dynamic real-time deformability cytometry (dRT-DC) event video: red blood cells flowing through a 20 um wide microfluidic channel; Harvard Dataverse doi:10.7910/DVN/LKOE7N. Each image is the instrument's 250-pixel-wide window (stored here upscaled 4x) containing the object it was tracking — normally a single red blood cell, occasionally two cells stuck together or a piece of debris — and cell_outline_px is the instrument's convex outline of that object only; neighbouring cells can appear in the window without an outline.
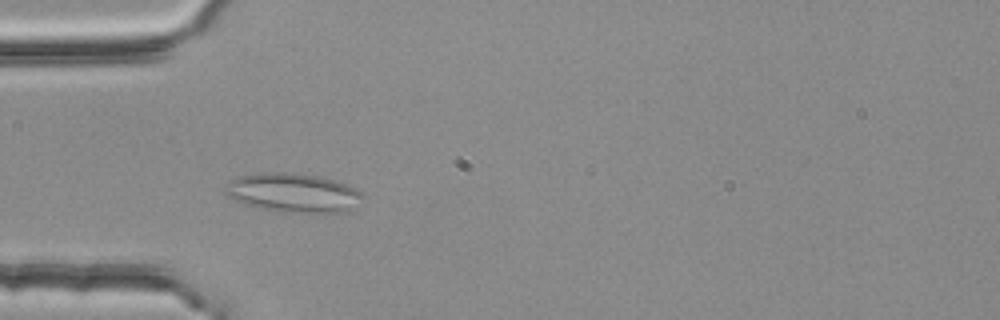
{"species": "common noctule bat (a hibernating species)", "species_latin": "Nyctalus noctula", "temperature_condition": "room temperature", "stored_images_in_passage": 4, "camera_frame_rate_fps": 3000, "um_per_image_px": 0.085, "animal": {"sex": "female", "body_mass_g": 25.1}, "frame": {"image": 1, "passage_image": 4, "time_ms": 1.0, "image_size_px": [1000, 320], "cell_outline_px": [[364, 196], [348, 212], [276, 212], [260, 208], [236, 200], [228, 196], [224, 192], [228, 180], [240, 176], [260, 172], [284, 172], [320, 176], [356, 188]], "centroid_in_image_um": [24.89, 16.38], "position_along_channel_um": 60.1, "area_um2": 31.1}}